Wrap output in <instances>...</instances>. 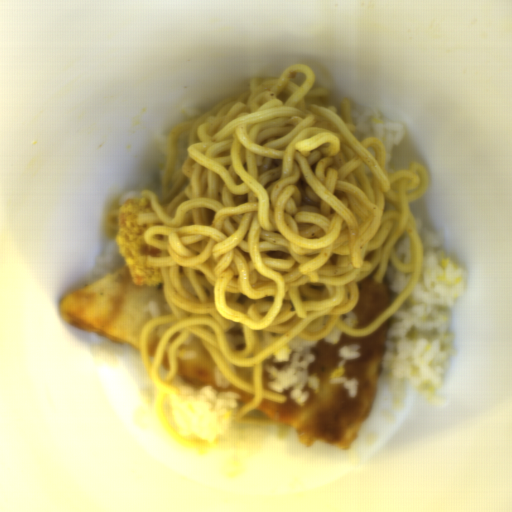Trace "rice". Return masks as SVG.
Listing matches in <instances>:
<instances>
[{
	"instance_id": "6a4a8fe4",
	"label": "rice",
	"mask_w": 512,
	"mask_h": 512,
	"mask_svg": "<svg viewBox=\"0 0 512 512\" xmlns=\"http://www.w3.org/2000/svg\"><path fill=\"white\" fill-rule=\"evenodd\" d=\"M180 112L182 113L183 116L188 117L191 120L203 115L190 107H184L180 109Z\"/></svg>"
},
{
	"instance_id": "e7b20468",
	"label": "rice",
	"mask_w": 512,
	"mask_h": 512,
	"mask_svg": "<svg viewBox=\"0 0 512 512\" xmlns=\"http://www.w3.org/2000/svg\"><path fill=\"white\" fill-rule=\"evenodd\" d=\"M341 321L345 324L348 329H359L360 322L355 312L348 311L347 313L340 316Z\"/></svg>"
},
{
	"instance_id": "b023fe2a",
	"label": "rice",
	"mask_w": 512,
	"mask_h": 512,
	"mask_svg": "<svg viewBox=\"0 0 512 512\" xmlns=\"http://www.w3.org/2000/svg\"><path fill=\"white\" fill-rule=\"evenodd\" d=\"M360 348V344L357 343L352 345H343L342 347L339 348V361L330 379L331 385L342 384V387L347 390L348 395L351 398L357 397L359 392L360 381L357 378L346 379L344 377L346 373L344 365L346 361L353 360L361 356L360 352H358Z\"/></svg>"
},
{
	"instance_id": "e3fd555f",
	"label": "rice",
	"mask_w": 512,
	"mask_h": 512,
	"mask_svg": "<svg viewBox=\"0 0 512 512\" xmlns=\"http://www.w3.org/2000/svg\"><path fill=\"white\" fill-rule=\"evenodd\" d=\"M126 265L119 250L117 240L111 239L106 243L103 253L97 258L94 274L105 276L111 274L119 267Z\"/></svg>"
},
{
	"instance_id": "a3056103",
	"label": "rice",
	"mask_w": 512,
	"mask_h": 512,
	"mask_svg": "<svg viewBox=\"0 0 512 512\" xmlns=\"http://www.w3.org/2000/svg\"><path fill=\"white\" fill-rule=\"evenodd\" d=\"M412 277L413 271L396 270L395 265L389 262L383 278L391 304L406 290Z\"/></svg>"
},
{
	"instance_id": "f2f60c81",
	"label": "rice",
	"mask_w": 512,
	"mask_h": 512,
	"mask_svg": "<svg viewBox=\"0 0 512 512\" xmlns=\"http://www.w3.org/2000/svg\"><path fill=\"white\" fill-rule=\"evenodd\" d=\"M122 351V345L106 341L91 346L89 355L92 360L103 362L110 367L117 364V357H120Z\"/></svg>"
},
{
	"instance_id": "5b1b7eff",
	"label": "rice",
	"mask_w": 512,
	"mask_h": 512,
	"mask_svg": "<svg viewBox=\"0 0 512 512\" xmlns=\"http://www.w3.org/2000/svg\"><path fill=\"white\" fill-rule=\"evenodd\" d=\"M142 197V192H139L137 190H132L130 192H127L126 194L120 196V202H121V205L122 203L127 200V199H141Z\"/></svg>"
},
{
	"instance_id": "acb35da6",
	"label": "rice",
	"mask_w": 512,
	"mask_h": 512,
	"mask_svg": "<svg viewBox=\"0 0 512 512\" xmlns=\"http://www.w3.org/2000/svg\"><path fill=\"white\" fill-rule=\"evenodd\" d=\"M351 118L356 126L352 133L360 142L366 137H376L385 147V170L395 172L391 167L392 149L405 139L406 130L403 123L391 122L390 119L376 107L354 109Z\"/></svg>"
},
{
	"instance_id": "023b6e5f",
	"label": "rice",
	"mask_w": 512,
	"mask_h": 512,
	"mask_svg": "<svg viewBox=\"0 0 512 512\" xmlns=\"http://www.w3.org/2000/svg\"><path fill=\"white\" fill-rule=\"evenodd\" d=\"M169 384L184 391L194 403L191 412L181 400L173 397L170 401V419L179 432L200 440H213L225 435L232 425L238 400L242 399L240 393L218 391L211 386L193 390L175 374Z\"/></svg>"
},
{
	"instance_id": "50a67109",
	"label": "rice",
	"mask_w": 512,
	"mask_h": 512,
	"mask_svg": "<svg viewBox=\"0 0 512 512\" xmlns=\"http://www.w3.org/2000/svg\"><path fill=\"white\" fill-rule=\"evenodd\" d=\"M343 330L339 327H334L324 338L327 343H337L341 339V333Z\"/></svg>"
},
{
	"instance_id": "0b520998",
	"label": "rice",
	"mask_w": 512,
	"mask_h": 512,
	"mask_svg": "<svg viewBox=\"0 0 512 512\" xmlns=\"http://www.w3.org/2000/svg\"><path fill=\"white\" fill-rule=\"evenodd\" d=\"M170 134H171V132L157 130L153 134V138H152V141H153L156 149L165 157L167 155V144H168V138H169Z\"/></svg>"
},
{
	"instance_id": "d2b440a0",
	"label": "rice",
	"mask_w": 512,
	"mask_h": 512,
	"mask_svg": "<svg viewBox=\"0 0 512 512\" xmlns=\"http://www.w3.org/2000/svg\"><path fill=\"white\" fill-rule=\"evenodd\" d=\"M214 384L225 388L229 384V379L223 374L217 363L214 373Z\"/></svg>"
},
{
	"instance_id": "8eca5e8b",
	"label": "rice",
	"mask_w": 512,
	"mask_h": 512,
	"mask_svg": "<svg viewBox=\"0 0 512 512\" xmlns=\"http://www.w3.org/2000/svg\"><path fill=\"white\" fill-rule=\"evenodd\" d=\"M318 340H306L295 336L285 346L273 353L271 363L264 366L270 379L268 387L276 392L289 391L288 397L295 404L305 402L310 393L305 386L318 391L319 378L310 376L308 370L315 360L312 348Z\"/></svg>"
},
{
	"instance_id": "652b925c",
	"label": "rice",
	"mask_w": 512,
	"mask_h": 512,
	"mask_svg": "<svg viewBox=\"0 0 512 512\" xmlns=\"http://www.w3.org/2000/svg\"><path fill=\"white\" fill-rule=\"evenodd\" d=\"M423 248V262L416 286L389 317L381 354L382 374L391 391V408L404 409L409 385L434 405L443 399L447 359L453 355V336L448 333L450 312L466 289L467 273L445 257L444 240L415 219Z\"/></svg>"
},
{
	"instance_id": "fb1fb577",
	"label": "rice",
	"mask_w": 512,
	"mask_h": 512,
	"mask_svg": "<svg viewBox=\"0 0 512 512\" xmlns=\"http://www.w3.org/2000/svg\"><path fill=\"white\" fill-rule=\"evenodd\" d=\"M147 311L148 313L154 318L157 317H163V315L160 312V309L155 301L150 300L147 304Z\"/></svg>"
}]
</instances>
